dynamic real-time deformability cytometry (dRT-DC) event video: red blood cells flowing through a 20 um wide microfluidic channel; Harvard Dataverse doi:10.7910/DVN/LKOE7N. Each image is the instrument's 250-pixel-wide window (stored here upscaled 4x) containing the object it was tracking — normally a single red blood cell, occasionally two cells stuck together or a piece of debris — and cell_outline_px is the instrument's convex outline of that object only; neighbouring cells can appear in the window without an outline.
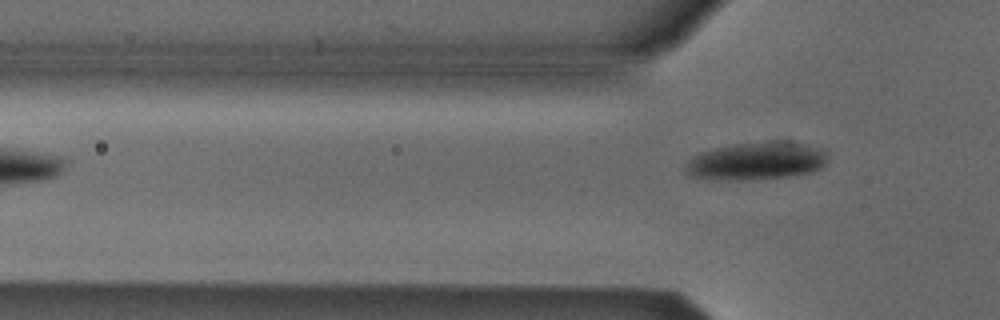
{"species": "Egyptian fruit bat (a non-hibernating species)", "species_latin": "Rousettus aegyptiacus", "temperature_condition": "cold", "stored_images_in_passage": 3, "camera_frame_rate_fps": 3000, "um_per_image_px": 0.085, "animal": {"sex": "male"}, "frame": {"image": 1, "passage_image": 3, "time_ms": 2.667, "image_size_px": [1000, 320], "cell_outline_px": [[824, 164], [820, 168], [812, 172], [788, 176], [736, 180], [728, 180], [688, 176], [684, 172], [684, 168], [688, 160], [692, 156], [700, 152], [732, 144], [768, 140], [788, 140], [820, 148], [824, 152]], "centroid_in_image_um": [64.24, 13.66], "position_along_channel_um": 61.6, "area_um2": 31.33}}